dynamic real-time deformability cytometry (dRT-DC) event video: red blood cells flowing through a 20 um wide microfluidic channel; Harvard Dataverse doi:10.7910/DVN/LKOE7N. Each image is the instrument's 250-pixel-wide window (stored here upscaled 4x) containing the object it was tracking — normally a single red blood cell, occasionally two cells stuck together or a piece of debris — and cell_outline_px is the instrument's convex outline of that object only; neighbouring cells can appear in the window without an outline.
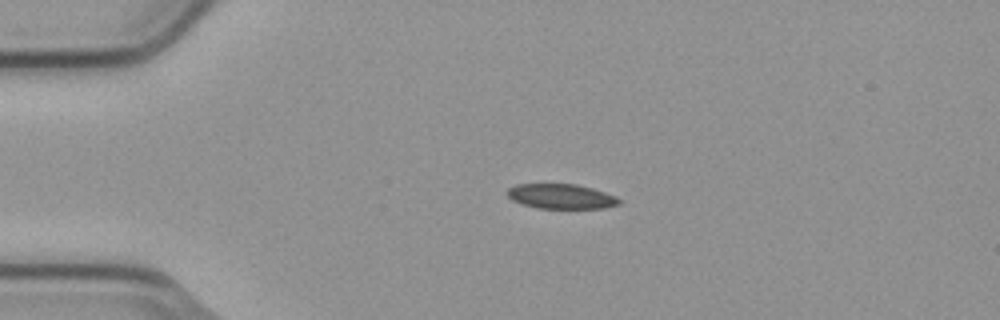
{"species": "common noctule bat (a hibernating species)", "species_latin": "Nyctalus noctula", "temperature_condition": "cold", "stored_images_in_passage": 4, "camera_frame_rate_fps": 3000, "um_per_image_px": 0.085, "animal": {"sex": "male", "body_mass_g": 23.1, "forearm_length_mm": 52.7}, "frame": {"image": 1, "passage_image": 3, "time_ms": 0.667, "image_size_px": [1000, 320], "cell_outline_px": [[620, 204], [604, 208], [536, 208], [512, 200], [508, 196], [508, 188], [516, 184], [576, 184], [592, 188], [616, 196], [620, 200]], "centroid_in_image_um": [47.7, 16.69], "position_along_channel_um": 37.3, "area_um2": 16.07}}